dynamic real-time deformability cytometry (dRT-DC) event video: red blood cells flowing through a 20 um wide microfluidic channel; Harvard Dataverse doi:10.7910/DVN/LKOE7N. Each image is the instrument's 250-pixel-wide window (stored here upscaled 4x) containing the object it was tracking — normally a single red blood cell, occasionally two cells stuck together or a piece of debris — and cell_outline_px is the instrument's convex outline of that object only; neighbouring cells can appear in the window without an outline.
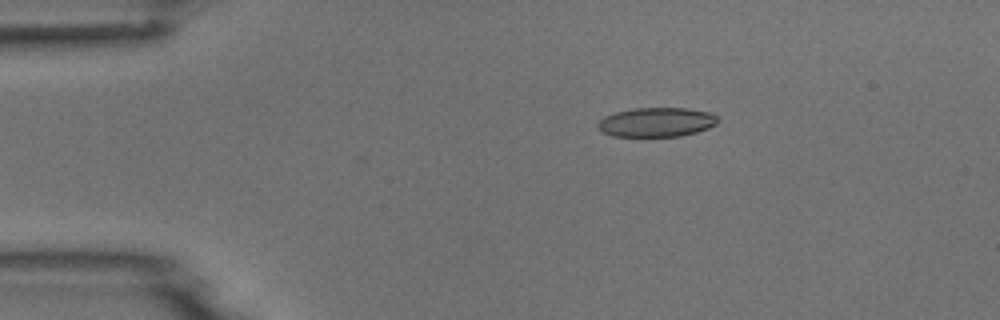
{"species": "common noctule bat (a hibernating species)", "species_latin": "Nyctalus noctula", "temperature_condition": "room temperature", "stored_images_in_passage": 9, "camera_frame_rate_fps": 3000, "um_per_image_px": 0.085, "animal": {"sex": "male", "body_mass_g": 18.8}, "frame": {"image": 1, "passage_image": 3, "time_ms": 2.333, "image_size_px": [1000, 320], "cell_outline_px": [[720, 120], [716, 124], [708, 128], [696, 132], [680, 136], [612, 136], [596, 128], [596, 124], [604, 116], [616, 112], [632, 108], [688, 108], [712, 112]], "centroid_in_image_um": [55.81, 10.37], "position_along_channel_um": 29.2, "area_um2": 20.63}}